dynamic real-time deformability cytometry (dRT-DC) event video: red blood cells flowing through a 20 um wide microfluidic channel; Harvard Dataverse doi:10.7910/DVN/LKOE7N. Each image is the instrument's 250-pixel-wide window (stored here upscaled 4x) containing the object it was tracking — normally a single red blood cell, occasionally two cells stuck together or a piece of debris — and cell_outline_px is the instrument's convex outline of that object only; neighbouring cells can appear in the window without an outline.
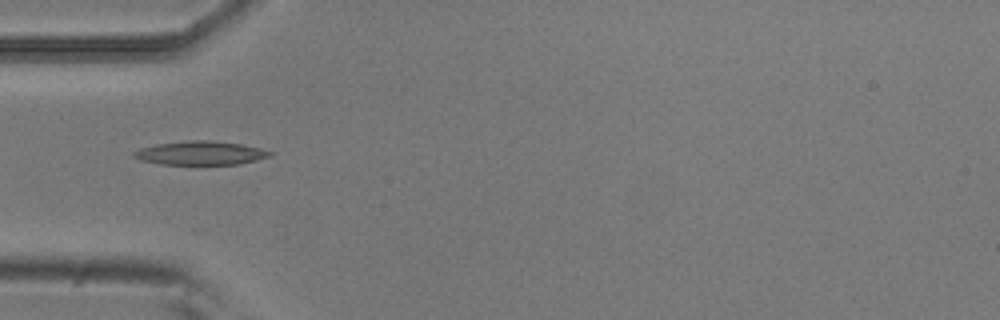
{"species": "common noctule bat (a hibernating species)", "species_latin": "Nyctalus noctula", "temperature_condition": "room temperature", "stored_images_in_passage": 8, "camera_frame_rate_fps": 3000, "um_per_image_px": 0.085, "animal": {"sex": "male", "body_mass_g": 20.5, "forearm_length_mm": 52.5}, "frame": {"image": 1, "passage_image": 4, "time_ms": 1.0, "image_size_px": [1000, 320], "cell_outline_px": [[276, 152], [272, 156], [240, 164], [160, 164], [140, 160], [132, 156], [132, 152], [140, 148], [156, 144], [188, 140], [208, 140], [240, 144], [260, 148]], "centroid_in_image_um": [17.05, 13.01], "position_along_channel_um": 67.9, "area_um2": 18.9}}
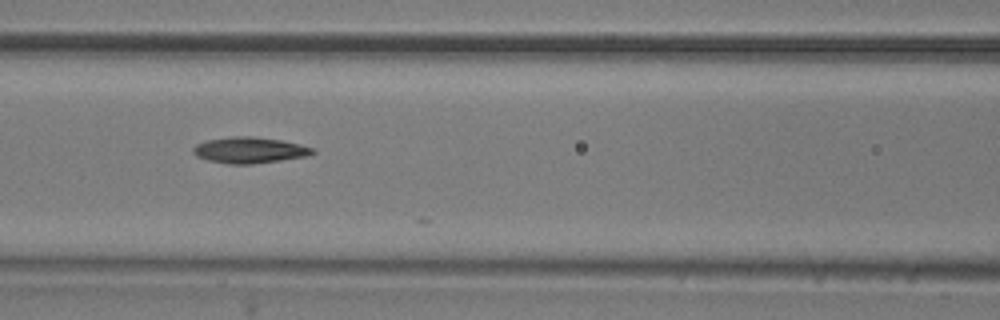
{"frame": {"image": 2, "passage_image": 6, "time_ms": 1.667, "image_size_px": [1000, 320], "cell_outline_px": [[316, 152], [308, 156], [252, 164], [228, 164], [208, 160], [196, 156], [192, 152], [192, 148], [196, 144], [208, 140], [232, 136], [252, 136], [280, 140], [300, 144], [316, 148]], "centroid_in_image_um": [21.22, 12.76], "position_along_channel_um": 145.4, "area_um2": 18.21}}
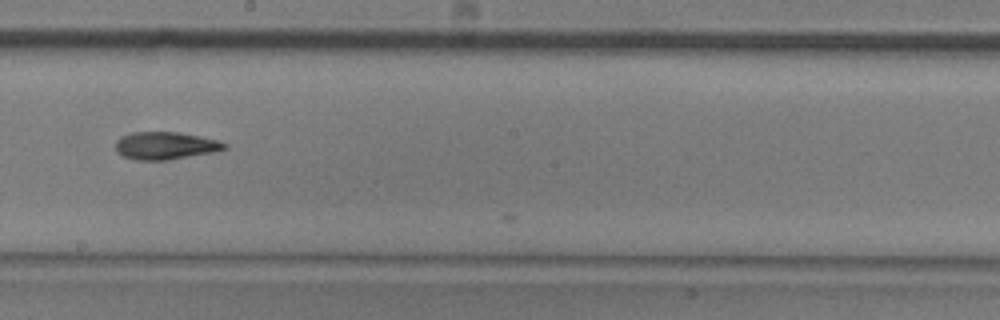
{"frame": {"image": 3, "passage_image": 8, "time_ms": 2.333, "image_size_px": [1000, 320], "cell_outline_px": [[228, 148], [216, 152], [168, 160], [132, 160], [120, 156], [116, 152], [116, 140], [120, 136], [132, 132], [176, 132], [200, 136], [216, 140], [228, 144]], "centroid_in_image_um": [14.03, 12.39], "position_along_channel_um": 234.2, "area_um2": 17.8}}